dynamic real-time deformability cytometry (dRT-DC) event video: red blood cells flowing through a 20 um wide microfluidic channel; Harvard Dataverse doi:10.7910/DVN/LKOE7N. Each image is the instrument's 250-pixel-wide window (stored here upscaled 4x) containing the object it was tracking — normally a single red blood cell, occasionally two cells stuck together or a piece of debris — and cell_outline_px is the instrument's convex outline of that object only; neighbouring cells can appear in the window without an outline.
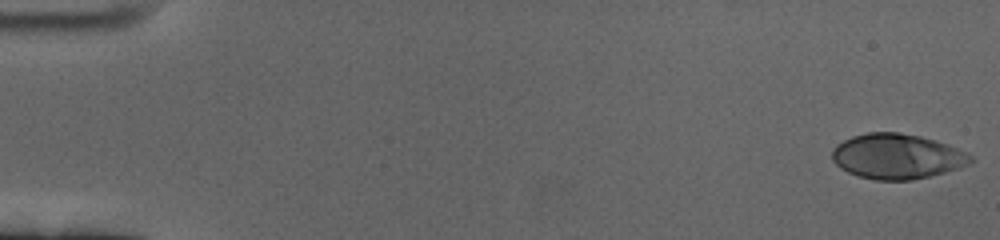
{"species": "human", "species_latin": "Homo sapiens", "temperature_condition": "cold", "stored_images_in_passage": 60, "camera_frame_rate_fps": 3000, "um_per_image_px": 0.085, "donor": {"sex": "female"}, "frame": {"image": 1, "passage_image": 1, "time_ms": 0.0, "image_size_px": [1000, 240], "cell_outline_px": [[972, 160], [956, 168], [944, 172], [912, 180], [876, 180], [860, 176], [848, 172], [840, 168], [832, 160], [832, 152], [836, 144], [852, 136], [868, 132], [896, 132], [920, 136], [944, 144], [964, 152], [972, 156]], "centroid_in_image_um": [76.16, 13.29], "position_along_channel_um": 8.8, "area_um2": 35.72}}
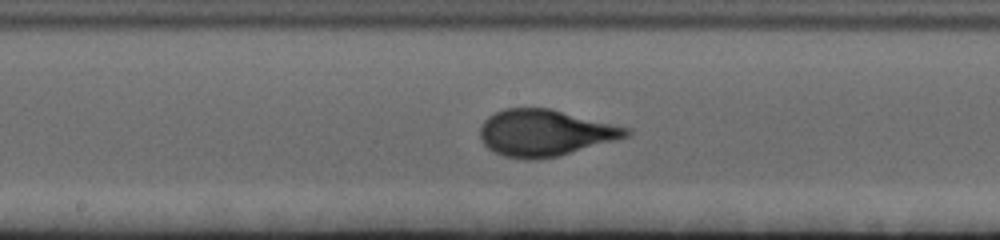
{"frame": {"image": 2, "passage_image": 32, "time_ms": 10.333, "image_size_px": [1000, 240], "cell_outline_px": [[632, 132], [628, 136], [556, 156], [536, 160], [528, 160], [504, 156], [492, 152], [484, 144], [480, 136], [480, 128], [484, 120], [488, 116], [504, 108], [548, 108], [628, 128]], "centroid_in_image_um": [46.24, 11.3], "position_along_channel_um": 202.0, "area_um2": 39.02}}
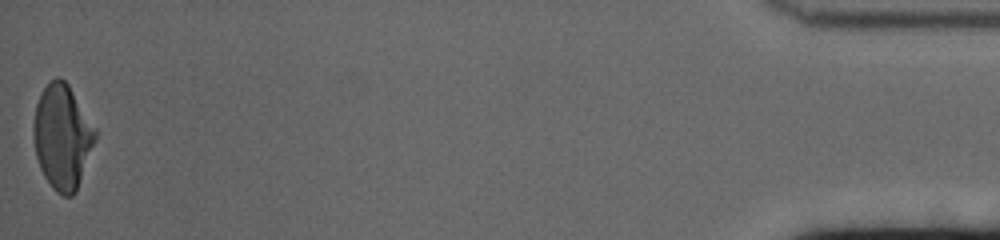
{"frame": {"image": 3, "passage_image": 60, "time_ms": 19.667, "image_size_px": [1000, 240], "cell_outline_px": [[96, 140], [76, 192], [72, 196], [64, 196], [56, 192], [52, 188], [44, 176], [40, 168], [36, 156], [32, 128], [36, 104], [44, 88], [56, 76], [60, 76], [68, 84], [96, 128]], "centroid_in_image_um": [5.3, 11.64], "position_along_channel_um": 429.9, "area_um2": 37.63}, "authors_computed_cell_mechanics": {"area_um2": 37.4833, "velocity_mm_per_s": 3.3859, "shape_relaxation_time_tau1_ms": 3.926, "shape_relaxation_time_tau2_ms": null, "deformation_change_tau1": 0.2039, "deformation_change_tau2": null}}